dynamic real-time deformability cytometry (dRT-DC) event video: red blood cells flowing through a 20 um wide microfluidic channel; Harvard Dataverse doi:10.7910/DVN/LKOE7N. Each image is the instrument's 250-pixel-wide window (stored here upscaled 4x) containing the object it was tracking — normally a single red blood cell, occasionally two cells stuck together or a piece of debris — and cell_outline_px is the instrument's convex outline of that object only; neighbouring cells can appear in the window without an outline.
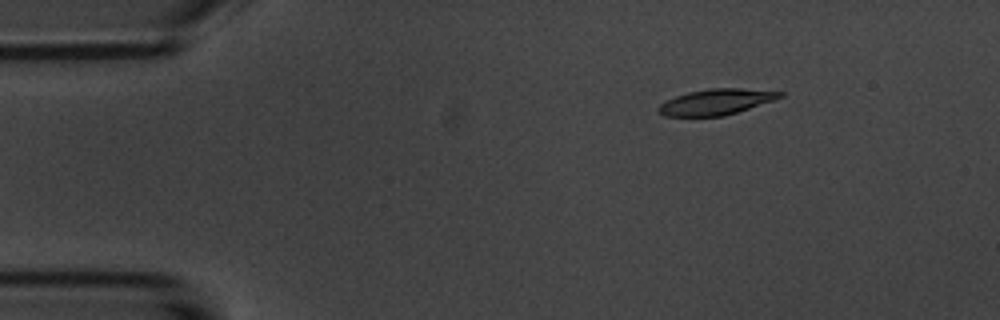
{"species": "common noctule bat (a hibernating species)", "species_latin": "Nyctalus noctula", "temperature_condition": "room temperature", "stored_images_in_passage": 5, "camera_frame_rate_fps": 3000, "um_per_image_px": 0.085, "animal": {"sex": "male", "body_mass_g": 20.1, "forearm_length_mm": 53.5}, "frame": {"image": 1, "passage_image": 3, "time_ms": 2.333, "image_size_px": [1000, 320], "cell_outline_px": [[784, 96], [776, 100], [724, 116], [664, 116], [656, 108], [660, 104], [676, 96], [688, 92], [708, 88], [740, 88], [784, 92]], "centroid_in_image_um": [60.91, 8.66], "position_along_channel_um": 24.1, "area_um2": 18.26}}